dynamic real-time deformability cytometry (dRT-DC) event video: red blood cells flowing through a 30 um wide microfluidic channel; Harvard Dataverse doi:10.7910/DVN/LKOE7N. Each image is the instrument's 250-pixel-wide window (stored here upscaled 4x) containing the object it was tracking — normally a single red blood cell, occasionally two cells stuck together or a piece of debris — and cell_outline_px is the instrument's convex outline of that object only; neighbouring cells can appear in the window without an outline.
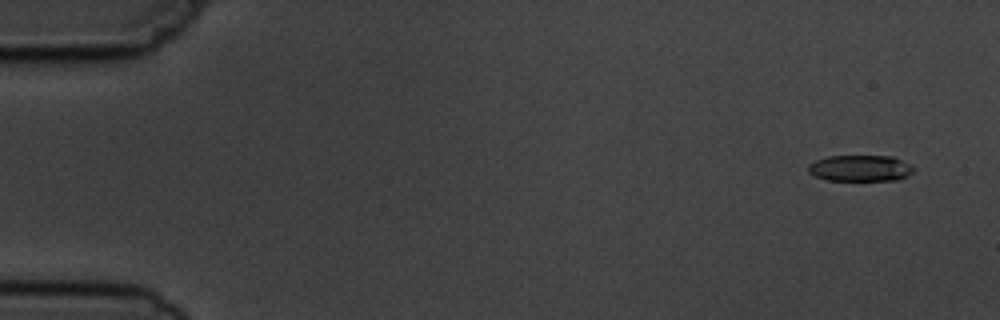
{"species": "common noctule bat (a hibernating species)", "species_latin": "Nyctalus noctula", "temperature_condition": "cold", "stored_images_in_passage": 8, "camera_frame_rate_fps": 3000, "um_per_image_px": 0.085, "animal": {"sex": "male", "body_mass_g": 19.5, "forearm_length_mm": 54.6}, "frame": {"image": 1, "passage_image": 1, "time_ms": 0.0, "image_size_px": [1000, 320], "cell_outline_px": [[916, 168], [912, 172], [900, 180], [828, 180], [816, 176], [808, 172], [808, 164], [816, 160], [828, 156], [892, 156]], "centroid_in_image_um": [73.11, 14.3], "position_along_channel_um": 11.9, "area_um2": 16.01}}
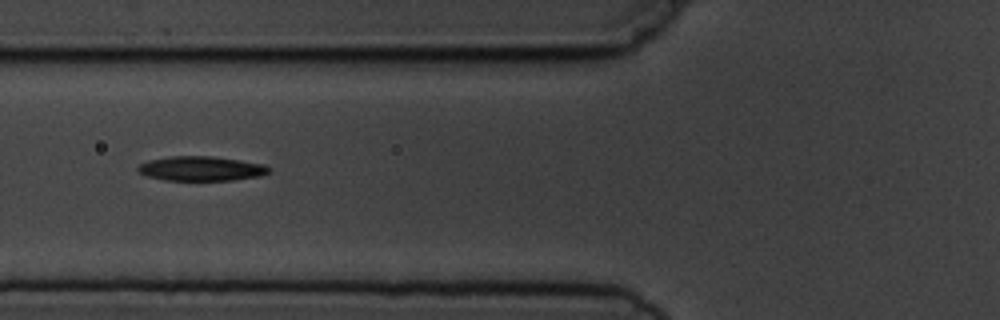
{"frame": {"image": 2, "passage_image": 6, "time_ms": 6.0, "image_size_px": [1000, 320], "cell_outline_px": [[272, 168], [268, 172], [260, 176], [232, 180], [164, 180], [148, 176], [140, 172], [136, 168], [140, 164], [148, 160], [172, 156], [212, 156], [264, 164]], "centroid_in_image_um": [17.1, 14.33], "position_along_channel_um": 108.7, "area_um2": 18.61}}
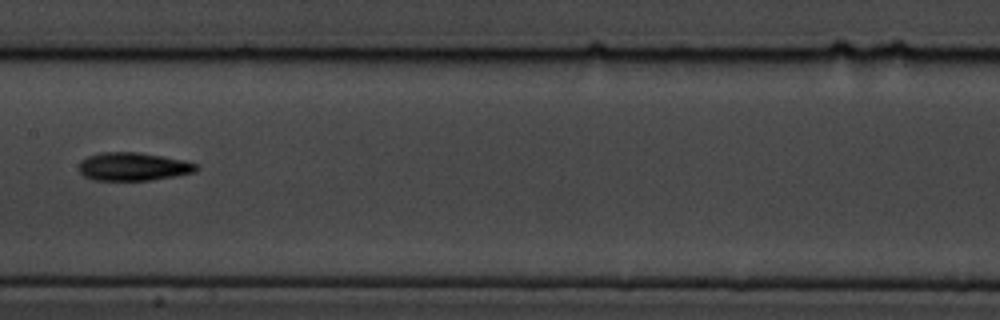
{"frame": {"image": 3, "passage_image": 8, "time_ms": 8.333, "image_size_px": [1000, 320], "cell_outline_px": [[200, 168], [196, 172], [176, 176], [148, 180], [92, 180], [84, 176], [80, 172], [80, 160], [88, 156], [100, 152], [140, 152], [184, 160], [196, 164]], "centroid_in_image_um": [11.33, 14.16], "position_along_channel_um": 196.1, "area_um2": 19.36}}